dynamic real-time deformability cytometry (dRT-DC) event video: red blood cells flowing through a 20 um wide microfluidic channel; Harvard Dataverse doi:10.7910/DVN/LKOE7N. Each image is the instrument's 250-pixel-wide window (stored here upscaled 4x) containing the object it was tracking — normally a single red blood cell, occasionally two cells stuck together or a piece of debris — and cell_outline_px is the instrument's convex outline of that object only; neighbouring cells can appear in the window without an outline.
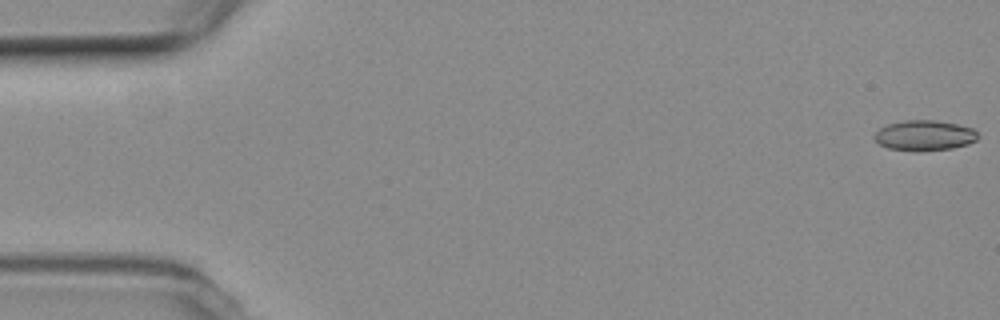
{"species": "common noctule bat (a hibernating species)", "species_latin": "Nyctalus noctula", "temperature_condition": "room temperature", "stored_images_in_passage": 13, "camera_frame_rate_fps": 3000, "um_per_image_px": 0.085, "animal": {"sex": "female", "body_mass_g": 19.3, "forearm_length_mm": 54.1}, "frame": {"image": 1, "passage_image": 1, "time_ms": 0.0, "image_size_px": [1000, 320], "cell_outline_px": [[980, 136], [976, 140], [968, 144], [952, 148], [888, 148], [880, 144], [872, 136], [880, 128], [888, 124], [904, 120], [936, 120], [956, 124], [972, 128]], "centroid_in_image_um": [78.6, 11.46], "position_along_channel_um": 6.4, "area_um2": 17.46}}